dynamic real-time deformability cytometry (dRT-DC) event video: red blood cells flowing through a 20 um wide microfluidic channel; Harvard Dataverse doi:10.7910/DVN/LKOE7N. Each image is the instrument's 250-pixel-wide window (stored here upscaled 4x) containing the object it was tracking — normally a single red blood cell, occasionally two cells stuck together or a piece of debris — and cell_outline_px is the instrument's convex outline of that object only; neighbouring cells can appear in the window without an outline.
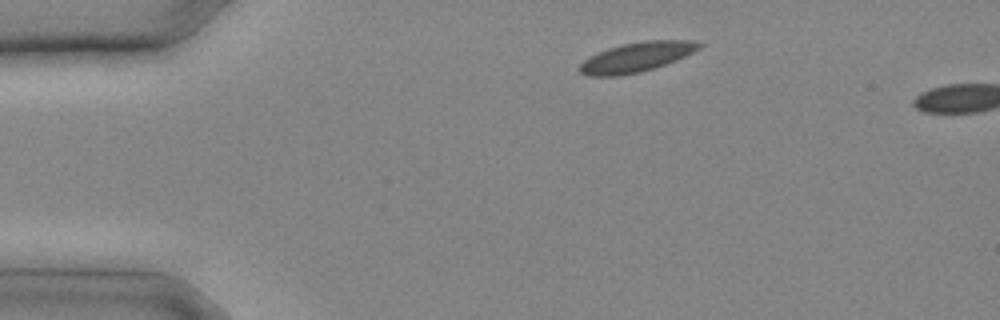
{"species": "common noctule bat (a hibernating species)", "species_latin": "Nyctalus noctula", "temperature_condition": "cold", "stored_images_in_passage": 2, "camera_frame_rate_fps": 3000, "um_per_image_px": 0.085, "animal": {"sex": "male", "body_mass_g": 20.4}, "frame": {"image": 1, "passage_image": 1, "time_ms": 0.0, "image_size_px": [1000, 320], "cell_outline_px": [[704, 44], [700, 48], [676, 60], [640, 72], [620, 76], [588, 76], [580, 72], [580, 64], [584, 60], [608, 48], [624, 44], [644, 40], [692, 40]], "centroid_in_image_um": [54.12, 4.85], "position_along_channel_um": 30.9, "area_um2": 20.35}}